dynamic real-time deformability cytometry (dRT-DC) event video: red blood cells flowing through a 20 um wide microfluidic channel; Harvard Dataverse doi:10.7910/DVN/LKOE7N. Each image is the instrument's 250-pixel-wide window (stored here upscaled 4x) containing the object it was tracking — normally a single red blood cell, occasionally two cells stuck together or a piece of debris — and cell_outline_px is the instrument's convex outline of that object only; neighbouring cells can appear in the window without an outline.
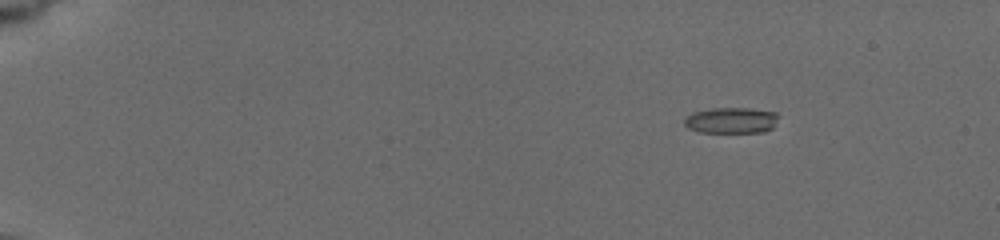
{"species": "common noctule bat (a hibernating species)", "species_latin": "Nyctalus noctula", "temperature_condition": "cold", "stored_images_in_passage": 33, "camera_frame_rate_fps": 3000, "um_per_image_px": 0.085, "animal": {"sex": "female", "body_mass_g": 19.5, "forearm_length_mm": 54.1}, "frame": {"image": 1, "passage_image": 11, "time_ms": 3.0, "image_size_px": [1000, 240], "cell_outline_px": [[776, 116], [772, 128], [764, 132], [700, 132], [688, 128], [684, 124], [684, 120], [692, 112], [712, 108], [752, 108], [776, 112]], "centroid_in_image_um": [62.13, 10.22], "position_along_channel_um": 22.9, "area_um2": 14.1}}
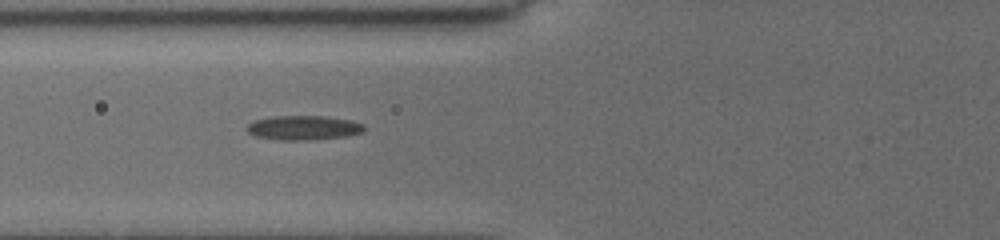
{"frame": {"image": 2, "passage_image": 27, "time_ms": 8.333, "image_size_px": [1000, 240], "cell_outline_px": [[364, 132], [344, 136], [308, 140], [276, 140], [256, 136], [248, 132], [244, 128], [248, 124], [256, 120], [272, 116], [324, 116], [348, 120], [364, 124]], "centroid_in_image_um": [25.76, 10.86], "position_along_channel_um": 100.0, "area_um2": 16.59}}
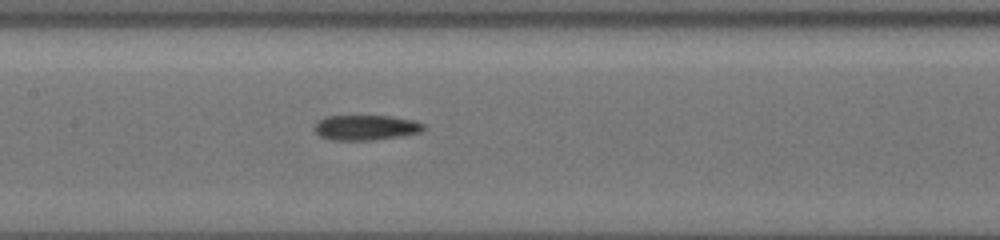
{"frame": {"image": 3, "passage_image": 33, "time_ms": 10.333, "image_size_px": [1000, 240], "cell_outline_px": [[424, 128], [420, 132], [400, 136], [372, 140], [332, 140], [320, 136], [316, 132], [316, 124], [320, 120], [328, 116], [392, 116], [412, 120], [424, 124]], "centroid_in_image_um": [31.11, 10.84], "position_along_channel_um": 176.3, "area_um2": 15.72}}